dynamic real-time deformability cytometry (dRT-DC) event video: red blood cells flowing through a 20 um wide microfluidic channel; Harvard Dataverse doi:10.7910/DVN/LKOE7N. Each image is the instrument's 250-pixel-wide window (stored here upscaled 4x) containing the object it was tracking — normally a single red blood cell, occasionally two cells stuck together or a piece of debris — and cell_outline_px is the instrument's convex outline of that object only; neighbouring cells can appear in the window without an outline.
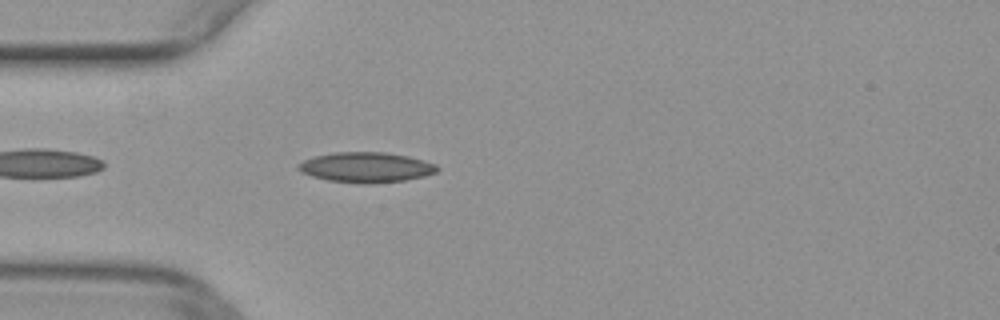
{"species": "common noctule bat (a hibernating species)", "species_latin": "Nyctalus noctula", "temperature_condition": "warm", "stored_images_in_passage": 40, "camera_frame_rate_fps": 3000, "um_per_image_px": 0.085, "animal": {"sex": "female", "body_mass_g": 29.2, "forearm_length_mm": 56.3}, "frame": {"image": 1, "passage_image": 4, "time_ms": 1.0, "image_size_px": [1000, 320], "cell_outline_px": [[440, 168], [436, 172], [424, 176], [404, 180], [372, 184], [356, 184], [328, 180], [312, 176], [300, 172], [296, 168], [296, 164], [304, 160], [316, 156], [336, 152], [384, 152], [408, 156], [424, 160], [436, 164]], "centroid_in_image_um": [31.11, 14.23], "position_along_channel_um": 53.9, "area_um2": 24.62}}
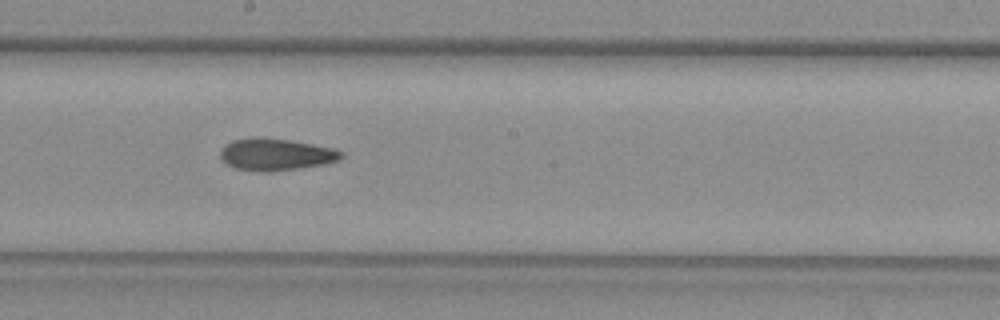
{"frame": {"image": 2, "passage_image": 17, "time_ms": 5.333, "image_size_px": [1000, 320], "cell_outline_px": [[344, 156], [340, 160], [324, 164], [300, 168], [268, 172], [260, 172], [236, 168], [228, 164], [220, 156], [220, 152], [232, 140], [288, 140], [332, 148], [340, 152]], "centroid_in_image_um": [23.5, 13.18], "position_along_channel_um": 224.7, "area_um2": 21.44}}
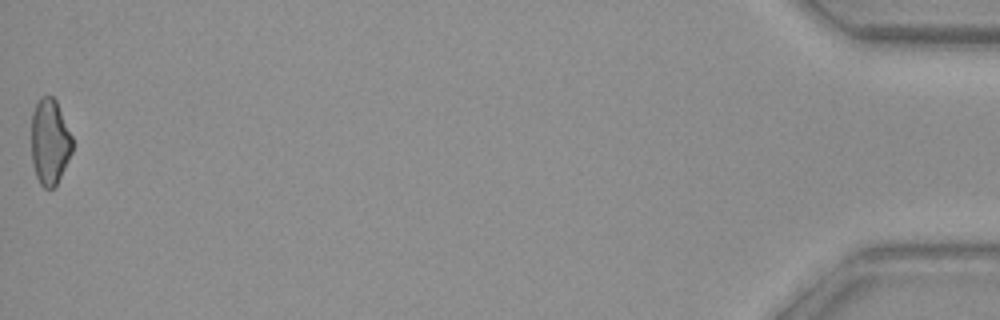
{"frame": {"image": 3, "passage_image": 40, "time_ms": 13.0, "image_size_px": [1000, 320], "cell_outline_px": [[72, 152], [56, 184], [52, 188], [44, 188], [40, 184], [36, 176], [32, 164], [32, 112], [40, 96], [52, 96], [56, 100], [72, 136]], "centroid_in_image_um": [4.22, 12.04], "position_along_channel_um": 431.0, "area_um2": 20.35}}